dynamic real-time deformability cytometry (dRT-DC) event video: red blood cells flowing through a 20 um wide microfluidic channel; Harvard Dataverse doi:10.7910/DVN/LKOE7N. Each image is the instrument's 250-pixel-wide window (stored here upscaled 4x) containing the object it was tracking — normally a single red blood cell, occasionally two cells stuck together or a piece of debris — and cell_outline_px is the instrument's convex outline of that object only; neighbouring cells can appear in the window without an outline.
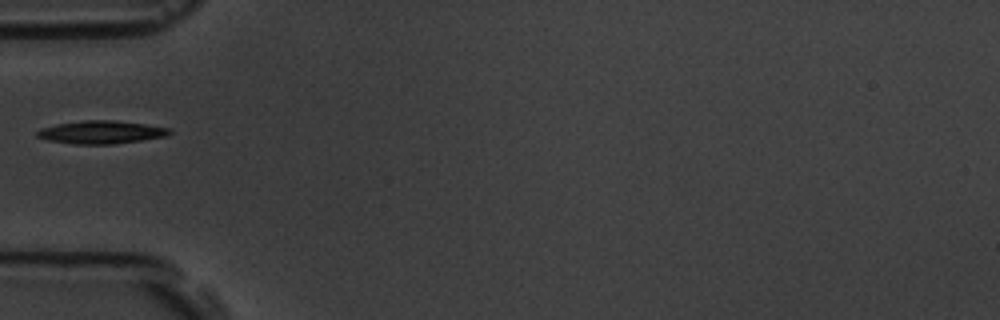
{"species": "common noctule bat (a hibernating species)", "species_latin": "Nyctalus noctula", "temperature_condition": "room temperature", "stored_images_in_passage": 6, "camera_frame_rate_fps": 3000, "um_per_image_px": 0.085, "animal": {"sex": "male", "body_mass_g": 19.5, "forearm_length_mm": 54.6}, "frame": {"image": 1, "passage_image": 6, "time_ms": 5.667, "image_size_px": [1000, 320], "cell_outline_px": [[172, 132], [168, 136], [112, 144], [76, 144], [48, 140], [36, 136], [36, 132], [40, 128], [56, 124], [84, 120], [116, 120], [144, 124], [168, 128]], "centroid_in_image_um": [8.58, 11.23], "position_along_channel_um": 76.4, "area_um2": 17.63}}